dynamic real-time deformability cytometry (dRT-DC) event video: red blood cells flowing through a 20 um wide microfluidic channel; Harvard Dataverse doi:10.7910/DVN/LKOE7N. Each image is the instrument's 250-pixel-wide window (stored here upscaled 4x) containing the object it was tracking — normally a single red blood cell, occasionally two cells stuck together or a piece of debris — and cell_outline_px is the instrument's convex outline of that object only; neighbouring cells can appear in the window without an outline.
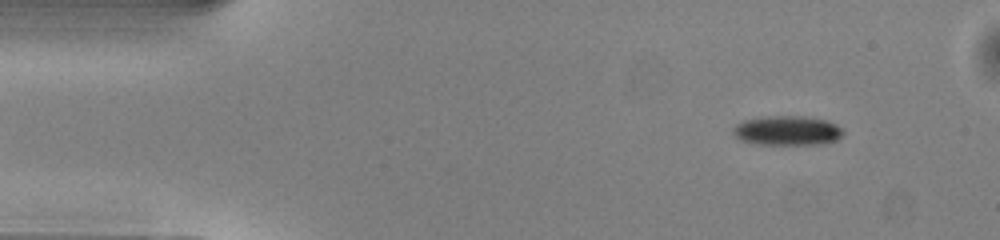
{"species": "common noctule bat (a hibernating species)", "species_latin": "Nyctalus noctula", "temperature_condition": "warm", "stored_images_in_passage": 50, "camera_frame_rate_fps": 3000, "um_per_image_px": 0.085, "animal": {"sex": "male", "body_mass_g": 13.0, "forearm_length_mm": 53.1}, "frame": {"image": 1, "passage_image": 5, "time_ms": 1.333, "image_size_px": [1000, 240], "cell_outline_px": [[844, 132], [836, 140], [824, 144], [756, 144], [740, 140], [732, 132], [732, 128], [736, 124], [744, 120], [768, 116], [804, 116], [828, 120], [844, 128]], "centroid_in_image_um": [66.94, 11.09], "position_along_channel_um": 18.1, "area_um2": 19.07}}
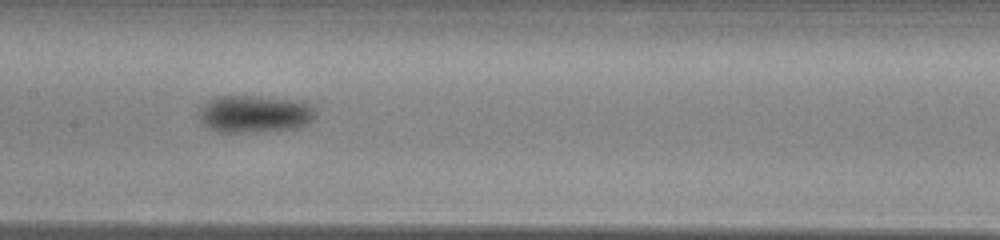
{"frame": {"image": 2, "passage_image": 24, "time_ms": 7.667, "image_size_px": [1000, 240], "cell_outline_px": [[316, 116], [312, 120], [304, 124], [292, 128], [240, 132], [216, 132], [208, 128], [200, 120], [196, 112], [200, 104], [216, 96], [252, 96], [292, 100], [312, 104]], "centroid_in_image_um": [21.53, 9.67], "position_along_channel_um": 185.9, "area_um2": 25.26}}
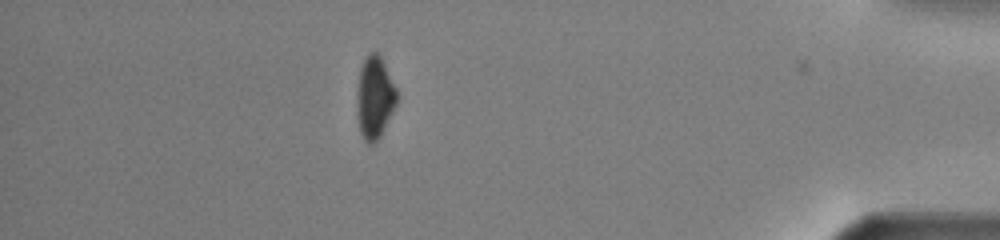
{"frame": {"image": 3, "passage_image": 44, "time_ms": 14.333, "image_size_px": [1000, 240], "cell_outline_px": [[396, 104], [376, 144], [368, 144], [364, 140], [360, 132], [356, 104], [356, 92], [360, 68], [368, 52], [376, 52], [380, 56], [396, 88]], "centroid_in_image_um": [31.81, 8.31], "position_along_channel_um": 403.4, "area_um2": 19.02}, "authors_computed_cell_mechanics": {"area_um2": 21.097, "velocity_mm_per_s": 4.0422, "shape_relaxation_time_tau1_ms": 2.8782, "shape_relaxation_time_tau2_ms": null, "deformation_change_tau1": 0.1067, "deformation_change_tau2": null}}